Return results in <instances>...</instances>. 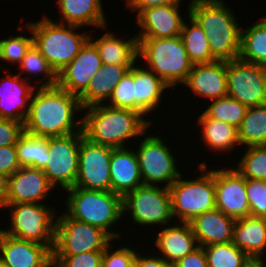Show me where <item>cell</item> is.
Wrapping results in <instances>:
<instances>
[{
    "label": "cell",
    "mask_w": 266,
    "mask_h": 267,
    "mask_svg": "<svg viewBox=\"0 0 266 267\" xmlns=\"http://www.w3.org/2000/svg\"><path fill=\"white\" fill-rule=\"evenodd\" d=\"M36 89L32 94L29 112L24 122L26 133L49 138L82 130V118L75 120L76 114L83 111L78 96L57 85H37Z\"/></svg>",
    "instance_id": "6da1fadb"
},
{
    "label": "cell",
    "mask_w": 266,
    "mask_h": 267,
    "mask_svg": "<svg viewBox=\"0 0 266 267\" xmlns=\"http://www.w3.org/2000/svg\"><path fill=\"white\" fill-rule=\"evenodd\" d=\"M82 118L84 137L97 144L124 148L128 139L146 136L149 119L130 109L114 108L104 104L86 107ZM146 134V135H145Z\"/></svg>",
    "instance_id": "7a4b0ae2"
},
{
    "label": "cell",
    "mask_w": 266,
    "mask_h": 267,
    "mask_svg": "<svg viewBox=\"0 0 266 267\" xmlns=\"http://www.w3.org/2000/svg\"><path fill=\"white\" fill-rule=\"evenodd\" d=\"M230 9L223 0H191L189 4V14L205 32L215 60L239 59L242 28Z\"/></svg>",
    "instance_id": "3957f363"
},
{
    "label": "cell",
    "mask_w": 266,
    "mask_h": 267,
    "mask_svg": "<svg viewBox=\"0 0 266 267\" xmlns=\"http://www.w3.org/2000/svg\"><path fill=\"white\" fill-rule=\"evenodd\" d=\"M27 26V27H26ZM25 27L33 35V44L58 74L79 53L91 34L75 31L77 26L61 24L48 16L28 22Z\"/></svg>",
    "instance_id": "277c9868"
},
{
    "label": "cell",
    "mask_w": 266,
    "mask_h": 267,
    "mask_svg": "<svg viewBox=\"0 0 266 267\" xmlns=\"http://www.w3.org/2000/svg\"><path fill=\"white\" fill-rule=\"evenodd\" d=\"M66 199V213L76 220L99 227L114 240L120 239L121 233L111 231L110 227L123 217L122 196L110 191L88 190L72 187Z\"/></svg>",
    "instance_id": "5b68a950"
},
{
    "label": "cell",
    "mask_w": 266,
    "mask_h": 267,
    "mask_svg": "<svg viewBox=\"0 0 266 267\" xmlns=\"http://www.w3.org/2000/svg\"><path fill=\"white\" fill-rule=\"evenodd\" d=\"M169 87L184 83L191 72V63L180 35L169 38H138V59Z\"/></svg>",
    "instance_id": "8992f818"
},
{
    "label": "cell",
    "mask_w": 266,
    "mask_h": 267,
    "mask_svg": "<svg viewBox=\"0 0 266 267\" xmlns=\"http://www.w3.org/2000/svg\"><path fill=\"white\" fill-rule=\"evenodd\" d=\"M205 161L198 170L206 171L195 180L181 176L169 187L172 215L179 222H190L194 217L216 208L215 169L207 170Z\"/></svg>",
    "instance_id": "52a82bcc"
},
{
    "label": "cell",
    "mask_w": 266,
    "mask_h": 267,
    "mask_svg": "<svg viewBox=\"0 0 266 267\" xmlns=\"http://www.w3.org/2000/svg\"><path fill=\"white\" fill-rule=\"evenodd\" d=\"M3 208L10 211V228L1 229L4 233L47 246L53 252L57 216L54 208L27 202L5 203Z\"/></svg>",
    "instance_id": "ba28073f"
},
{
    "label": "cell",
    "mask_w": 266,
    "mask_h": 267,
    "mask_svg": "<svg viewBox=\"0 0 266 267\" xmlns=\"http://www.w3.org/2000/svg\"><path fill=\"white\" fill-rule=\"evenodd\" d=\"M56 217L53 255L104 251L114 240L103 229L71 218L66 212Z\"/></svg>",
    "instance_id": "9c48e42d"
},
{
    "label": "cell",
    "mask_w": 266,
    "mask_h": 267,
    "mask_svg": "<svg viewBox=\"0 0 266 267\" xmlns=\"http://www.w3.org/2000/svg\"><path fill=\"white\" fill-rule=\"evenodd\" d=\"M123 215L131 213L139 225L165 226L172 221L171 195L168 187L142 185L122 197Z\"/></svg>",
    "instance_id": "30bf717a"
},
{
    "label": "cell",
    "mask_w": 266,
    "mask_h": 267,
    "mask_svg": "<svg viewBox=\"0 0 266 267\" xmlns=\"http://www.w3.org/2000/svg\"><path fill=\"white\" fill-rule=\"evenodd\" d=\"M163 141L159 136L149 135L135 150L144 185L165 183L169 188L182 174L177 168L176 157Z\"/></svg>",
    "instance_id": "8fae6325"
},
{
    "label": "cell",
    "mask_w": 266,
    "mask_h": 267,
    "mask_svg": "<svg viewBox=\"0 0 266 267\" xmlns=\"http://www.w3.org/2000/svg\"><path fill=\"white\" fill-rule=\"evenodd\" d=\"M83 131L65 136L49 137V159L43 169L49 182L66 190L74 187L77 179L79 149Z\"/></svg>",
    "instance_id": "7c38bea8"
},
{
    "label": "cell",
    "mask_w": 266,
    "mask_h": 267,
    "mask_svg": "<svg viewBox=\"0 0 266 267\" xmlns=\"http://www.w3.org/2000/svg\"><path fill=\"white\" fill-rule=\"evenodd\" d=\"M228 96L249 107L266 104V66L227 61Z\"/></svg>",
    "instance_id": "4fadbf2b"
},
{
    "label": "cell",
    "mask_w": 266,
    "mask_h": 267,
    "mask_svg": "<svg viewBox=\"0 0 266 267\" xmlns=\"http://www.w3.org/2000/svg\"><path fill=\"white\" fill-rule=\"evenodd\" d=\"M112 147L81 138L77 179L74 187L88 190H111L110 160Z\"/></svg>",
    "instance_id": "5bb4252c"
},
{
    "label": "cell",
    "mask_w": 266,
    "mask_h": 267,
    "mask_svg": "<svg viewBox=\"0 0 266 267\" xmlns=\"http://www.w3.org/2000/svg\"><path fill=\"white\" fill-rule=\"evenodd\" d=\"M215 200L216 208L229 217L250 216L246 179L235 168H215Z\"/></svg>",
    "instance_id": "9a60e30c"
},
{
    "label": "cell",
    "mask_w": 266,
    "mask_h": 267,
    "mask_svg": "<svg viewBox=\"0 0 266 267\" xmlns=\"http://www.w3.org/2000/svg\"><path fill=\"white\" fill-rule=\"evenodd\" d=\"M102 65L97 47L88 39L77 56L57 74V86L79 97Z\"/></svg>",
    "instance_id": "2e32d148"
},
{
    "label": "cell",
    "mask_w": 266,
    "mask_h": 267,
    "mask_svg": "<svg viewBox=\"0 0 266 267\" xmlns=\"http://www.w3.org/2000/svg\"><path fill=\"white\" fill-rule=\"evenodd\" d=\"M0 259L9 267H53V252L44 245L0 234Z\"/></svg>",
    "instance_id": "e0dca14e"
},
{
    "label": "cell",
    "mask_w": 266,
    "mask_h": 267,
    "mask_svg": "<svg viewBox=\"0 0 266 267\" xmlns=\"http://www.w3.org/2000/svg\"><path fill=\"white\" fill-rule=\"evenodd\" d=\"M53 188L42 169L20 167L9 177L6 203L42 204Z\"/></svg>",
    "instance_id": "ac0fdd59"
},
{
    "label": "cell",
    "mask_w": 266,
    "mask_h": 267,
    "mask_svg": "<svg viewBox=\"0 0 266 267\" xmlns=\"http://www.w3.org/2000/svg\"><path fill=\"white\" fill-rule=\"evenodd\" d=\"M180 5L149 7L136 17V25L141 31L137 38H169L181 34L184 23L180 14Z\"/></svg>",
    "instance_id": "d6986e66"
},
{
    "label": "cell",
    "mask_w": 266,
    "mask_h": 267,
    "mask_svg": "<svg viewBox=\"0 0 266 267\" xmlns=\"http://www.w3.org/2000/svg\"><path fill=\"white\" fill-rule=\"evenodd\" d=\"M4 80V81H3ZM0 118L24 123L29 112L32 86L27 76L10 74L0 80ZM28 84V85H27Z\"/></svg>",
    "instance_id": "ffe728a7"
},
{
    "label": "cell",
    "mask_w": 266,
    "mask_h": 267,
    "mask_svg": "<svg viewBox=\"0 0 266 267\" xmlns=\"http://www.w3.org/2000/svg\"><path fill=\"white\" fill-rule=\"evenodd\" d=\"M227 61L215 60L209 63L193 65L186 85L197 96L211 100L228 96Z\"/></svg>",
    "instance_id": "44dd1931"
},
{
    "label": "cell",
    "mask_w": 266,
    "mask_h": 267,
    "mask_svg": "<svg viewBox=\"0 0 266 267\" xmlns=\"http://www.w3.org/2000/svg\"><path fill=\"white\" fill-rule=\"evenodd\" d=\"M236 219L215 208L194 217L190 222L198 246L230 243Z\"/></svg>",
    "instance_id": "7402d4cb"
},
{
    "label": "cell",
    "mask_w": 266,
    "mask_h": 267,
    "mask_svg": "<svg viewBox=\"0 0 266 267\" xmlns=\"http://www.w3.org/2000/svg\"><path fill=\"white\" fill-rule=\"evenodd\" d=\"M109 170L111 191L122 197L143 185L137 155L127 147H112Z\"/></svg>",
    "instance_id": "603a6c76"
},
{
    "label": "cell",
    "mask_w": 266,
    "mask_h": 267,
    "mask_svg": "<svg viewBox=\"0 0 266 267\" xmlns=\"http://www.w3.org/2000/svg\"><path fill=\"white\" fill-rule=\"evenodd\" d=\"M179 224L162 228L153 242L161 257L170 265L199 247L190 224L188 222Z\"/></svg>",
    "instance_id": "cb8c5ba5"
},
{
    "label": "cell",
    "mask_w": 266,
    "mask_h": 267,
    "mask_svg": "<svg viewBox=\"0 0 266 267\" xmlns=\"http://www.w3.org/2000/svg\"><path fill=\"white\" fill-rule=\"evenodd\" d=\"M135 65H133L134 111L145 117L158 108L164 90L170 87L151 70Z\"/></svg>",
    "instance_id": "d4e9b609"
},
{
    "label": "cell",
    "mask_w": 266,
    "mask_h": 267,
    "mask_svg": "<svg viewBox=\"0 0 266 267\" xmlns=\"http://www.w3.org/2000/svg\"><path fill=\"white\" fill-rule=\"evenodd\" d=\"M132 66L103 64L90 80L87 89L79 96L81 108L103 104L112 96L114 88Z\"/></svg>",
    "instance_id": "484cf974"
},
{
    "label": "cell",
    "mask_w": 266,
    "mask_h": 267,
    "mask_svg": "<svg viewBox=\"0 0 266 267\" xmlns=\"http://www.w3.org/2000/svg\"><path fill=\"white\" fill-rule=\"evenodd\" d=\"M61 24L105 29L106 17L101 0H57Z\"/></svg>",
    "instance_id": "4316f807"
},
{
    "label": "cell",
    "mask_w": 266,
    "mask_h": 267,
    "mask_svg": "<svg viewBox=\"0 0 266 267\" xmlns=\"http://www.w3.org/2000/svg\"><path fill=\"white\" fill-rule=\"evenodd\" d=\"M232 242L250 258L264 257L262 253L266 252V218L250 215L237 219Z\"/></svg>",
    "instance_id": "83f0119b"
},
{
    "label": "cell",
    "mask_w": 266,
    "mask_h": 267,
    "mask_svg": "<svg viewBox=\"0 0 266 267\" xmlns=\"http://www.w3.org/2000/svg\"><path fill=\"white\" fill-rule=\"evenodd\" d=\"M89 39L98 49L103 64L133 66L138 58V38L136 35L129 40L117 37L110 31L98 39ZM94 40V41H93Z\"/></svg>",
    "instance_id": "f1b7e54d"
},
{
    "label": "cell",
    "mask_w": 266,
    "mask_h": 267,
    "mask_svg": "<svg viewBox=\"0 0 266 267\" xmlns=\"http://www.w3.org/2000/svg\"><path fill=\"white\" fill-rule=\"evenodd\" d=\"M198 125H201L202 139L212 151L228 152L233 150L237 144L240 146L238 131L233 126L219 120L209 118L204 112L199 116Z\"/></svg>",
    "instance_id": "f546056e"
},
{
    "label": "cell",
    "mask_w": 266,
    "mask_h": 267,
    "mask_svg": "<svg viewBox=\"0 0 266 267\" xmlns=\"http://www.w3.org/2000/svg\"><path fill=\"white\" fill-rule=\"evenodd\" d=\"M187 11L186 17L189 18V24L184 21L180 36L191 63L195 65L215 61L211 55L205 32L189 14V7Z\"/></svg>",
    "instance_id": "4dcf8cb0"
},
{
    "label": "cell",
    "mask_w": 266,
    "mask_h": 267,
    "mask_svg": "<svg viewBox=\"0 0 266 267\" xmlns=\"http://www.w3.org/2000/svg\"><path fill=\"white\" fill-rule=\"evenodd\" d=\"M239 59L266 66V16L251 27L242 29Z\"/></svg>",
    "instance_id": "1f68e13d"
},
{
    "label": "cell",
    "mask_w": 266,
    "mask_h": 267,
    "mask_svg": "<svg viewBox=\"0 0 266 267\" xmlns=\"http://www.w3.org/2000/svg\"><path fill=\"white\" fill-rule=\"evenodd\" d=\"M18 162L21 167L44 169L49 159L48 138L24 132L16 144Z\"/></svg>",
    "instance_id": "d6a6232c"
},
{
    "label": "cell",
    "mask_w": 266,
    "mask_h": 267,
    "mask_svg": "<svg viewBox=\"0 0 266 267\" xmlns=\"http://www.w3.org/2000/svg\"><path fill=\"white\" fill-rule=\"evenodd\" d=\"M237 131L241 146L266 145V104L249 107Z\"/></svg>",
    "instance_id": "836d02e7"
},
{
    "label": "cell",
    "mask_w": 266,
    "mask_h": 267,
    "mask_svg": "<svg viewBox=\"0 0 266 267\" xmlns=\"http://www.w3.org/2000/svg\"><path fill=\"white\" fill-rule=\"evenodd\" d=\"M248 107L241 104L238 100L225 96L212 100L205 111H203L209 118L219 120L227 123L238 129L243 121Z\"/></svg>",
    "instance_id": "e575fe53"
},
{
    "label": "cell",
    "mask_w": 266,
    "mask_h": 267,
    "mask_svg": "<svg viewBox=\"0 0 266 267\" xmlns=\"http://www.w3.org/2000/svg\"><path fill=\"white\" fill-rule=\"evenodd\" d=\"M208 267H244L250 257L233 242L203 247Z\"/></svg>",
    "instance_id": "d590c367"
},
{
    "label": "cell",
    "mask_w": 266,
    "mask_h": 267,
    "mask_svg": "<svg viewBox=\"0 0 266 267\" xmlns=\"http://www.w3.org/2000/svg\"><path fill=\"white\" fill-rule=\"evenodd\" d=\"M18 67L20 68L18 75L27 72L30 77L31 74L35 76H40L41 74L45 79H48L47 81L42 79L38 80L37 84L40 83V87H53L57 85V73L34 44L26 52Z\"/></svg>",
    "instance_id": "8d00e7d4"
},
{
    "label": "cell",
    "mask_w": 266,
    "mask_h": 267,
    "mask_svg": "<svg viewBox=\"0 0 266 267\" xmlns=\"http://www.w3.org/2000/svg\"><path fill=\"white\" fill-rule=\"evenodd\" d=\"M246 147L235 169L245 179L266 181V145Z\"/></svg>",
    "instance_id": "74e56055"
},
{
    "label": "cell",
    "mask_w": 266,
    "mask_h": 267,
    "mask_svg": "<svg viewBox=\"0 0 266 267\" xmlns=\"http://www.w3.org/2000/svg\"><path fill=\"white\" fill-rule=\"evenodd\" d=\"M33 45V35L11 36L0 40V60L20 64L26 52Z\"/></svg>",
    "instance_id": "f35d334b"
},
{
    "label": "cell",
    "mask_w": 266,
    "mask_h": 267,
    "mask_svg": "<svg viewBox=\"0 0 266 267\" xmlns=\"http://www.w3.org/2000/svg\"><path fill=\"white\" fill-rule=\"evenodd\" d=\"M134 80L133 66L114 88L112 96L108 100V106L134 111Z\"/></svg>",
    "instance_id": "ab89813d"
},
{
    "label": "cell",
    "mask_w": 266,
    "mask_h": 267,
    "mask_svg": "<svg viewBox=\"0 0 266 267\" xmlns=\"http://www.w3.org/2000/svg\"><path fill=\"white\" fill-rule=\"evenodd\" d=\"M103 251H89L78 255H53V267H101Z\"/></svg>",
    "instance_id": "60d3db41"
},
{
    "label": "cell",
    "mask_w": 266,
    "mask_h": 267,
    "mask_svg": "<svg viewBox=\"0 0 266 267\" xmlns=\"http://www.w3.org/2000/svg\"><path fill=\"white\" fill-rule=\"evenodd\" d=\"M250 215L266 218V181L246 179Z\"/></svg>",
    "instance_id": "b9f144b4"
},
{
    "label": "cell",
    "mask_w": 266,
    "mask_h": 267,
    "mask_svg": "<svg viewBox=\"0 0 266 267\" xmlns=\"http://www.w3.org/2000/svg\"><path fill=\"white\" fill-rule=\"evenodd\" d=\"M110 246L103 251L101 267H131L134 264L137 251L123 245L122 248L110 251Z\"/></svg>",
    "instance_id": "7bdbcfd3"
},
{
    "label": "cell",
    "mask_w": 266,
    "mask_h": 267,
    "mask_svg": "<svg viewBox=\"0 0 266 267\" xmlns=\"http://www.w3.org/2000/svg\"><path fill=\"white\" fill-rule=\"evenodd\" d=\"M24 132V123L0 118V147L16 145Z\"/></svg>",
    "instance_id": "ee69618b"
},
{
    "label": "cell",
    "mask_w": 266,
    "mask_h": 267,
    "mask_svg": "<svg viewBox=\"0 0 266 267\" xmlns=\"http://www.w3.org/2000/svg\"><path fill=\"white\" fill-rule=\"evenodd\" d=\"M20 167L16 145L0 147V173L10 177Z\"/></svg>",
    "instance_id": "f6af8a7d"
},
{
    "label": "cell",
    "mask_w": 266,
    "mask_h": 267,
    "mask_svg": "<svg viewBox=\"0 0 266 267\" xmlns=\"http://www.w3.org/2000/svg\"><path fill=\"white\" fill-rule=\"evenodd\" d=\"M172 267H208L204 248L199 246L192 253L179 259Z\"/></svg>",
    "instance_id": "bcb514c9"
},
{
    "label": "cell",
    "mask_w": 266,
    "mask_h": 267,
    "mask_svg": "<svg viewBox=\"0 0 266 267\" xmlns=\"http://www.w3.org/2000/svg\"><path fill=\"white\" fill-rule=\"evenodd\" d=\"M128 9L137 11L136 16L146 8L165 6V5H180L183 0H124Z\"/></svg>",
    "instance_id": "7dc6e473"
},
{
    "label": "cell",
    "mask_w": 266,
    "mask_h": 267,
    "mask_svg": "<svg viewBox=\"0 0 266 267\" xmlns=\"http://www.w3.org/2000/svg\"><path fill=\"white\" fill-rule=\"evenodd\" d=\"M155 255V256H154ZM153 256H141L136 253L134 260L135 267H172L161 256L154 254Z\"/></svg>",
    "instance_id": "c3c4849f"
},
{
    "label": "cell",
    "mask_w": 266,
    "mask_h": 267,
    "mask_svg": "<svg viewBox=\"0 0 266 267\" xmlns=\"http://www.w3.org/2000/svg\"><path fill=\"white\" fill-rule=\"evenodd\" d=\"M9 176L0 173V208L3 209L8 194Z\"/></svg>",
    "instance_id": "681fc988"
},
{
    "label": "cell",
    "mask_w": 266,
    "mask_h": 267,
    "mask_svg": "<svg viewBox=\"0 0 266 267\" xmlns=\"http://www.w3.org/2000/svg\"><path fill=\"white\" fill-rule=\"evenodd\" d=\"M263 257L262 258H250L244 267H265V263L263 262Z\"/></svg>",
    "instance_id": "f907efd6"
},
{
    "label": "cell",
    "mask_w": 266,
    "mask_h": 267,
    "mask_svg": "<svg viewBox=\"0 0 266 267\" xmlns=\"http://www.w3.org/2000/svg\"><path fill=\"white\" fill-rule=\"evenodd\" d=\"M0 267H9L2 259H0Z\"/></svg>",
    "instance_id": "816d5d0a"
}]
</instances>
